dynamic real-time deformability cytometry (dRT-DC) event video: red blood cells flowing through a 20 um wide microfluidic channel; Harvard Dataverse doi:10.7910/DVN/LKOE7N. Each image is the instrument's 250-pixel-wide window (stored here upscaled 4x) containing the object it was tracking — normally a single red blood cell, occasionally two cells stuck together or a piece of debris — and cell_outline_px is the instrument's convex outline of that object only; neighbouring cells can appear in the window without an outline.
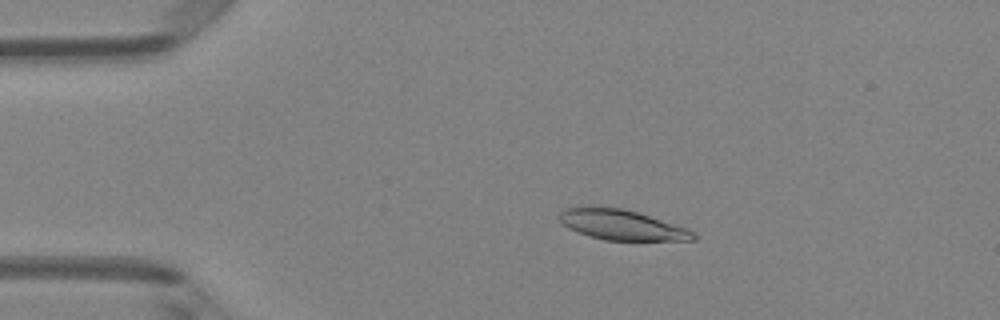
{"species": "Egyptian fruit bat (a non-hibernating species)", "species_latin": "Rousettus aegyptiacus", "temperature_condition": "room temperature", "stored_images_in_passage": 6, "camera_frame_rate_fps": 3000, "um_per_image_px": 0.085, "animal": {"sex": "female"}, "frame": {"image": 1, "passage_image": 2, "time_ms": 1.333, "image_size_px": [1000, 320], "cell_outline_px": [[696, 240], [604, 240], [588, 236], [568, 228], [556, 216], [564, 208], [592, 204], [624, 208], [688, 228], [696, 236]], "centroid_in_image_um": [52.76, 19.07], "position_along_channel_um": 32.2, "area_um2": 24.04}}
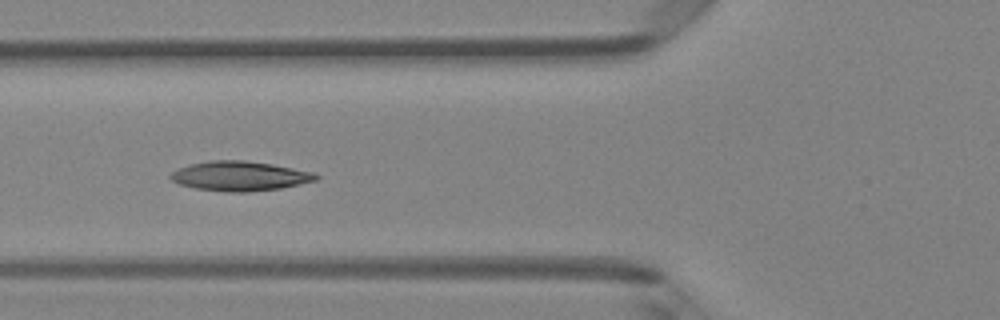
{"frame": {"image": 2, "passage_image": 4, "time_ms": 4.333, "image_size_px": [1000, 320], "cell_outline_px": [[320, 176], [316, 180], [280, 188], [248, 192], [224, 192], [196, 188], [180, 184], [172, 180], [168, 176], [172, 172], [188, 164], [208, 160], [244, 160], [272, 164], [312, 172]], "centroid_in_image_um": [20.35, 14.96], "position_along_channel_um": 105.5, "area_um2": 24.97}}
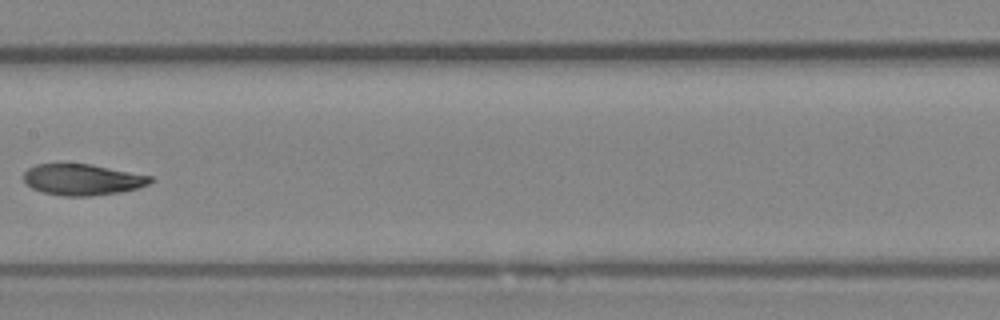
{"frame": {"image": 3, "passage_image": 6, "time_ms": 6.667, "image_size_px": [1000, 320], "cell_outline_px": [[152, 180], [148, 184], [136, 188], [120, 192], [92, 196], [64, 196], [40, 192], [32, 188], [24, 180], [24, 172], [28, 168], [36, 164], [88, 164], [152, 176]], "centroid_in_image_um": [6.97, 15.27], "position_along_channel_um": 200.4, "area_um2": 22.77}}